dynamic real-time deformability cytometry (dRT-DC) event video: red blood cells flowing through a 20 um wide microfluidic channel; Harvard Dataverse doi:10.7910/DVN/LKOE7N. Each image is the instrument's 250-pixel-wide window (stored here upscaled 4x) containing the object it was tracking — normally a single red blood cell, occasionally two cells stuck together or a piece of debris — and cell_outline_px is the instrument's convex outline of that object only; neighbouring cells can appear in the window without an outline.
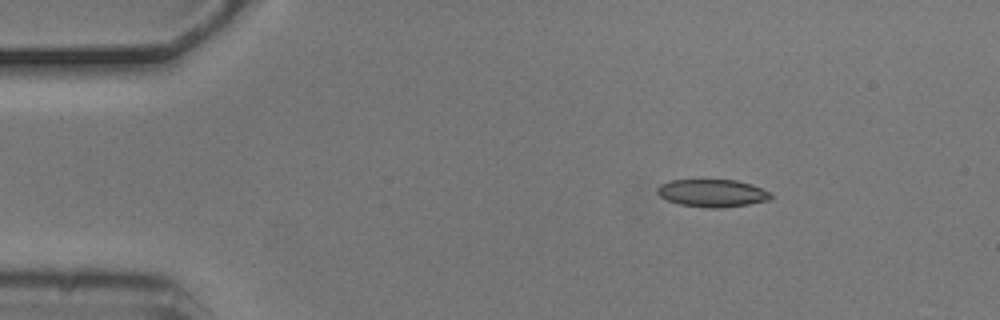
{"species": "common noctule bat (a hibernating species)", "species_latin": "Nyctalus noctula", "temperature_condition": "cold", "stored_images_in_passage": 4, "camera_frame_rate_fps": 3000, "um_per_image_px": 0.085, "animal": {"sex": "male", "body_mass_g": 20.5, "forearm_length_mm": 52.5}, "frame": {"image": 1, "passage_image": 1, "time_ms": 0.0, "image_size_px": [1000, 320], "cell_outline_px": [[772, 196], [768, 200], [748, 204], [720, 208], [708, 208], [680, 204], [668, 200], [660, 196], [656, 192], [656, 188], [660, 184], [672, 180], [736, 180], [752, 184], [772, 192]], "centroid_in_image_um": [60.56, 16.41], "position_along_channel_um": 24.4, "area_um2": 18.26}}